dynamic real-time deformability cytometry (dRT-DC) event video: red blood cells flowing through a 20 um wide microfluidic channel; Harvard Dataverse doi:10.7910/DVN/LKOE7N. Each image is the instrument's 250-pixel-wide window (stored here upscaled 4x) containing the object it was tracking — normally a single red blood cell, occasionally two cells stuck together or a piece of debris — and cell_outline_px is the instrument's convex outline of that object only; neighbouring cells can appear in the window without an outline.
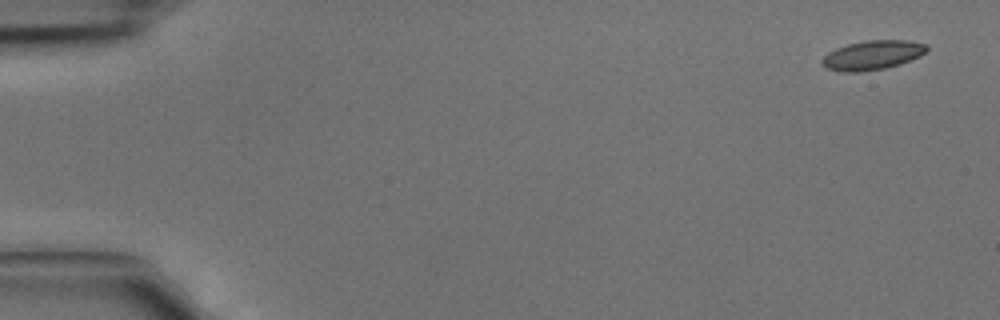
{"species": "common noctule bat (a hibernating species)", "species_latin": "Nyctalus noctula", "temperature_condition": "cold", "stored_images_in_passage": 4, "camera_frame_rate_fps": 3000, "um_per_image_px": 0.085, "animal": {"sex": "male", "body_mass_g": 15.6}, "frame": {"image": 1, "passage_image": 1, "time_ms": 0.0, "image_size_px": [1000, 320], "cell_outline_px": [[928, 52], [920, 56], [900, 64], [884, 68], [860, 72], [844, 72], [828, 68], [820, 64], [820, 60], [828, 52], [836, 48], [848, 44], [868, 40], [908, 40], [928, 44]], "centroid_in_image_um": [74.18, 4.68], "position_along_channel_um": 10.8, "area_um2": 17.98}}
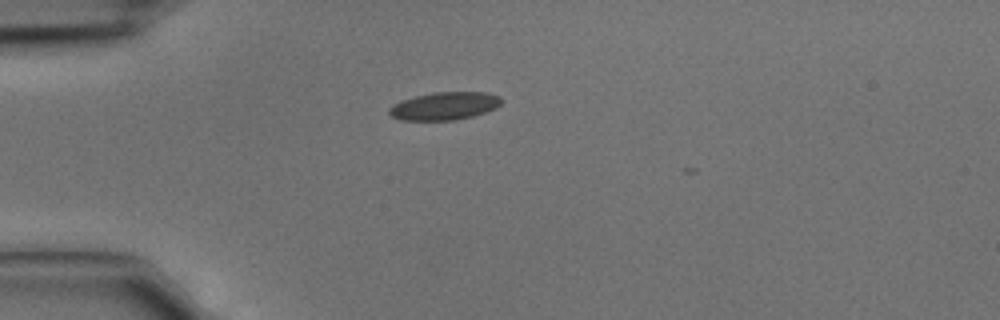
{"frame": {"image": 2, "passage_image": 4, "time_ms": 1.0, "image_size_px": [1000, 320], "cell_outline_px": [[500, 104], [496, 108], [472, 116], [456, 120], [400, 120], [392, 116], [388, 112], [388, 108], [392, 104], [400, 100], [432, 92], [488, 92], [500, 96]], "centroid_in_image_um": [37.75, 9.0], "position_along_channel_um": 47.3, "area_um2": 18.26}}